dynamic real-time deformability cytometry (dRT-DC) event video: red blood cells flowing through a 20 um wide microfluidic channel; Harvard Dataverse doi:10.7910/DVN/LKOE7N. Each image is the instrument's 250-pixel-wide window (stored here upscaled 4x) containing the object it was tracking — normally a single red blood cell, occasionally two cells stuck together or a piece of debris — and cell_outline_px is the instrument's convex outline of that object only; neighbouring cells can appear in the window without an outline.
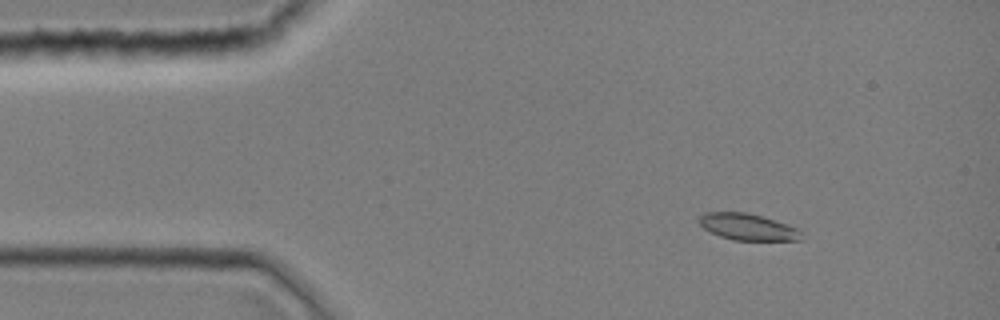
{"species": "common noctule bat (a hibernating species)", "species_latin": "Nyctalus noctula", "temperature_condition": "room temperature", "stored_images_in_passage": 43, "camera_frame_rate_fps": 3000, "um_per_image_px": 0.085, "animal": {"sex": "female", "body_mass_g": 19.0, "forearm_length_mm": 51.5}, "frame": {"image": 1, "passage_image": 5, "time_ms": 1.333, "image_size_px": [1000, 320], "cell_outline_px": [[804, 240], [732, 240], [720, 236], [704, 228], [700, 224], [700, 216], [704, 212], [748, 212], [796, 228], [800, 232]], "centroid_in_image_um": [63.54, 19.29], "position_along_channel_um": 21.5, "area_um2": 15.49}}
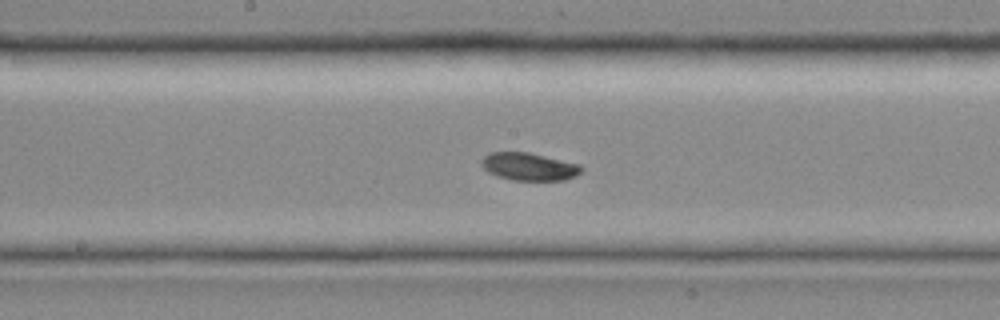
{"frame": {"image": 2, "passage_image": 22, "time_ms": 7.0, "image_size_px": [1000, 320], "cell_outline_px": [[584, 168], [576, 176], [564, 180], [512, 180], [488, 172], [480, 164], [480, 160], [488, 152], [528, 152], [580, 164]], "centroid_in_image_um": [44.96, 14.15], "position_along_channel_um": 203.2, "area_um2": 16.13}}
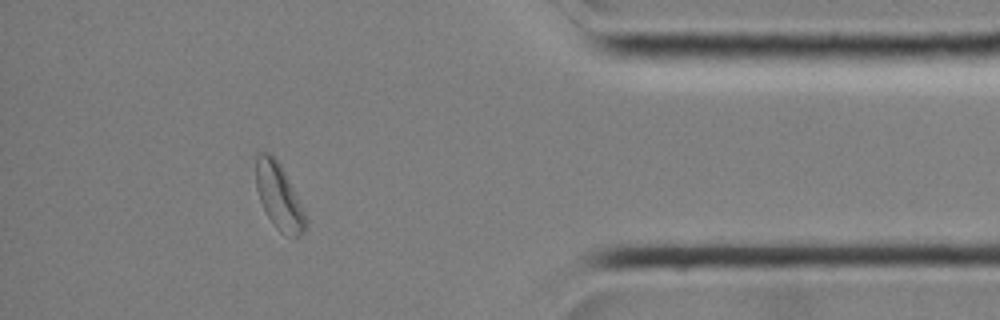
{"frame": {"image": 3, "passage_image": 38, "time_ms": 12.333, "image_size_px": [1000, 320], "cell_outline_px": [[308, 224], [304, 232], [300, 236], [292, 236], [280, 232], [276, 228], [268, 216], [260, 200], [256, 188], [256, 152], [268, 152], [280, 164], [308, 220]], "centroid_in_image_um": [23.7, 16.71], "position_along_channel_um": 411.5, "area_um2": 18.67}}